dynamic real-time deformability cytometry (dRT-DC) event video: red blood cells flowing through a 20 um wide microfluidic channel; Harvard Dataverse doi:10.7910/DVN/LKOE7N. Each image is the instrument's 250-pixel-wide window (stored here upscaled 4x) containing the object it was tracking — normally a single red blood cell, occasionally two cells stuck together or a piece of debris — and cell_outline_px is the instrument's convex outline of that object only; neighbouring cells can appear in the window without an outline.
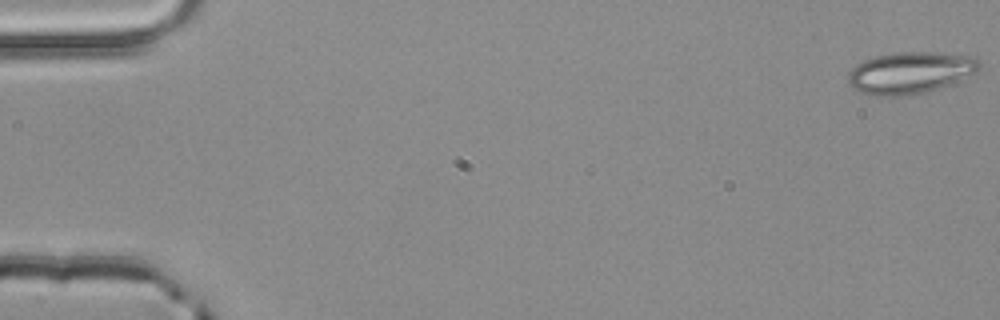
{"species": "common noctule bat (a hibernating species)", "species_latin": "Nyctalus noctula", "temperature_condition": "room temperature", "stored_images_in_passage": 4, "camera_frame_rate_fps": 3000, "um_per_image_px": 0.085, "animal": {"sex": "male", "body_mass_g": 20.4}, "frame": {"image": 1, "passage_image": 1, "time_ms": 0.0, "image_size_px": [1000, 320], "cell_outline_px": [[984, 64], [980, 72], [940, 88], [928, 92], [908, 96], [876, 96], [860, 92], [852, 88], [848, 84], [848, 72], [856, 64], [864, 60], [876, 56], [900, 52], [928, 52], [976, 56]], "centroid_in_image_um": [77.43, 6.19], "position_along_channel_um": 7.6, "area_um2": 32.6}}